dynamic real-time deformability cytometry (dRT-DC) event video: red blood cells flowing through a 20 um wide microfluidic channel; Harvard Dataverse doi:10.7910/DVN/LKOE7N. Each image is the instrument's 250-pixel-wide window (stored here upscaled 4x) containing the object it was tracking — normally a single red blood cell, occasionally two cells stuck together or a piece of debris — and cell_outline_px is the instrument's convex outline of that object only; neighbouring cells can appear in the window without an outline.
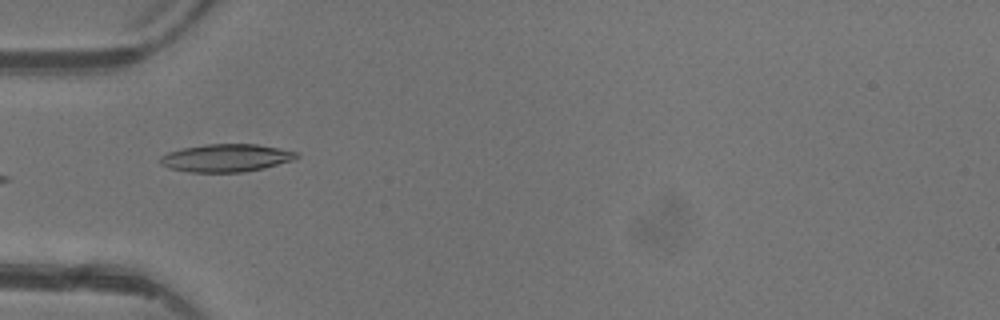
{"species": "common noctule bat (a hibernating species)", "species_latin": "Nyctalus noctula", "temperature_condition": "warm", "stored_images_in_passage": 5, "camera_frame_rate_fps": 3000, "um_per_image_px": 0.085, "animal": {"sex": "female"}, "frame": {"image": 1, "passage_image": 4, "time_ms": 4.333, "image_size_px": [1000, 320], "cell_outline_px": [[300, 156], [296, 160], [264, 168], [244, 172], [188, 172], [168, 168], [160, 164], [160, 156], [168, 152], [184, 148], [204, 144], [256, 144], [300, 152]], "centroid_in_image_um": [19.26, 13.43], "position_along_channel_um": 65.7, "area_um2": 22.31}}
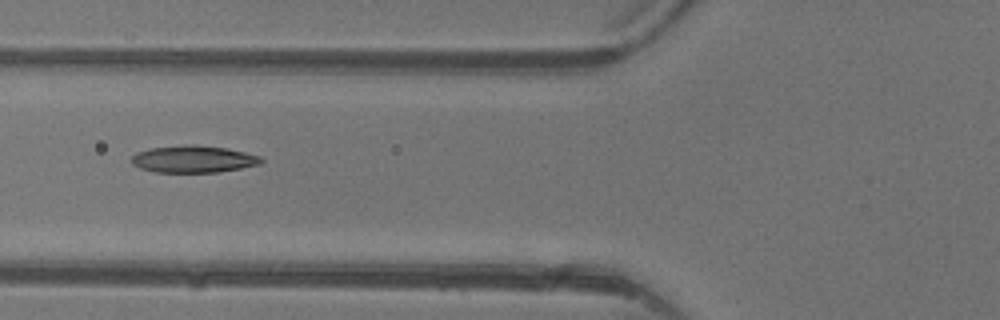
{"frame": {"image": 2, "passage_image": 5, "time_ms": 5.333, "image_size_px": [1000, 320], "cell_outline_px": [[264, 160], [260, 164], [220, 172], [156, 172], [140, 168], [132, 164], [132, 156], [136, 152], [148, 148], [184, 144], [192, 144], [228, 148], [260, 156]], "centroid_in_image_um": [16.42, 13.51], "position_along_channel_um": 109.4, "area_um2": 20.58}}